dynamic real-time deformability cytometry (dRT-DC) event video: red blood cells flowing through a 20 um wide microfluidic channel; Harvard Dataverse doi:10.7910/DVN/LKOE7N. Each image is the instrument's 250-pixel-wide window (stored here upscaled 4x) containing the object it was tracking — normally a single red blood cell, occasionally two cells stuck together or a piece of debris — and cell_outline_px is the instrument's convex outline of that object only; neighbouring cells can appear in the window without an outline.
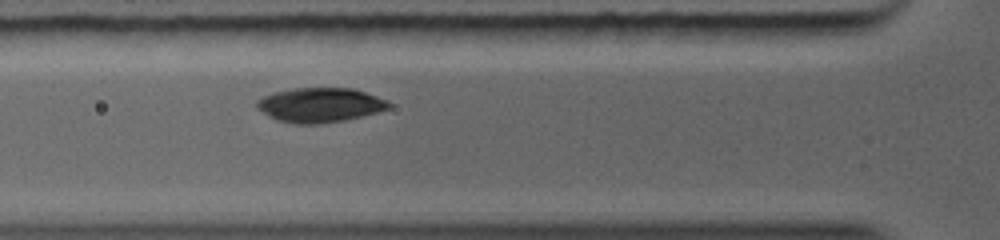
{"species": "common noctule bat (a hibernating species)", "species_latin": "Nyctalus noctula", "temperature_condition": "warm", "stored_images_in_passage": 22, "camera_frame_rate_fps": 5000, "um_per_image_px": 0.085, "animal": {"sex": "female", "body_mass_g": 19.0, "forearm_length_mm": 56.7}, "frame": {"image": 1, "passage_image": 7, "time_ms": 2.2, "image_size_px": [1000, 240], "cell_outline_px": [[392, 104], [388, 108], [376, 112], [344, 120], [320, 124], [296, 124], [276, 120], [256, 108], [256, 100], [264, 96], [276, 92], [292, 88], [352, 88], [388, 100]], "centroid_in_image_um": [27.17, 8.93], "position_along_channel_um": 98.6, "area_um2": 26.41}}
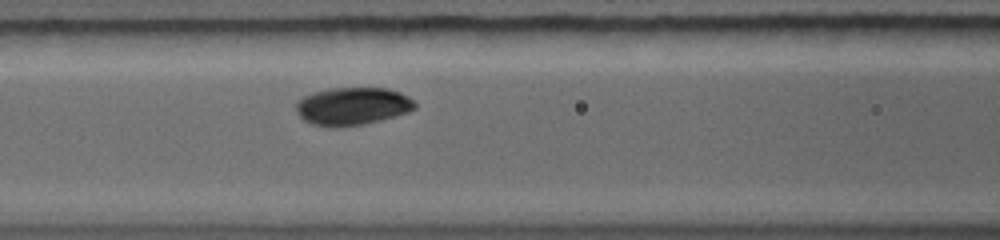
{"frame": {"image": 2, "passage_image": 10, "time_ms": 3.0, "image_size_px": [1000, 240], "cell_outline_px": [[416, 108], [408, 112], [380, 120], [360, 124], [336, 128], [328, 128], [312, 124], [304, 120], [296, 112], [296, 100], [312, 92], [328, 88], [388, 88], [400, 92], [408, 96], [416, 104]], "centroid_in_image_um": [29.92, 9.02], "position_along_channel_um": 136.7, "area_um2": 26.36}}